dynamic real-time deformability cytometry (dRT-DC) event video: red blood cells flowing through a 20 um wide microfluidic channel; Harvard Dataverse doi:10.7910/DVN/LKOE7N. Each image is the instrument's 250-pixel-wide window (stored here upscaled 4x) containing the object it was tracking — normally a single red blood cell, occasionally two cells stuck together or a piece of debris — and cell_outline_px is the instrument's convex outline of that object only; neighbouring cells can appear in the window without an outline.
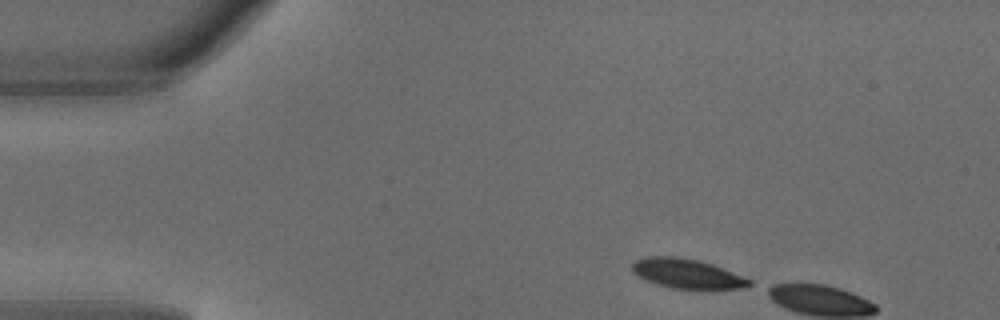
{"species": "common noctule bat (a hibernating species)", "species_latin": "Nyctalus noctula", "temperature_condition": "warm", "stored_images_in_passage": 2, "camera_frame_rate_fps": 3000, "um_per_image_px": 0.085, "animal": {"sex": "male", "body_mass_g": 18.8}, "frame": {"image": 1, "passage_image": 1, "time_ms": 0.0, "image_size_px": [1000, 320], "cell_outline_px": [[752, 284], [740, 288], [672, 288], [656, 284], [644, 280], [632, 272], [632, 264], [636, 260], [648, 256], [676, 256], [700, 260], [712, 264], [752, 280]], "centroid_in_image_um": [58.34, 23.24], "position_along_channel_um": 26.7, "area_um2": 19.94}}